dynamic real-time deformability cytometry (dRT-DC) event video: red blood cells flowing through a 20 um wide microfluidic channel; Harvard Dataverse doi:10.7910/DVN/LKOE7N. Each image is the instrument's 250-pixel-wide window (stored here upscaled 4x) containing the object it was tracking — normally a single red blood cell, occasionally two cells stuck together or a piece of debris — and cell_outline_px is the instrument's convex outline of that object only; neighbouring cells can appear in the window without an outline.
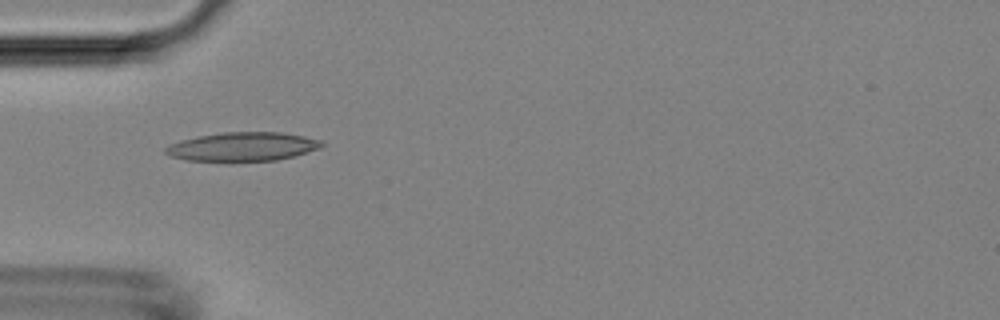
{"species": "Egyptian fruit bat (a non-hibernating species)", "species_latin": "Rousettus aegyptiacus", "temperature_condition": "room temperature", "stored_images_in_passage": 6, "camera_frame_rate_fps": 3000, "um_per_image_px": 0.085, "animal": {"sex": "female"}, "frame": {"image": 1, "passage_image": 4, "time_ms": 4.667, "image_size_px": [1000, 320], "cell_outline_px": [[324, 144], [320, 148], [292, 156], [276, 160], [228, 164], [184, 160], [172, 156], [164, 152], [164, 148], [168, 144], [180, 140], [220, 132], [280, 132], [304, 136], [324, 140]], "centroid_in_image_um": [20.57, 12.51], "position_along_channel_um": 64.4, "area_um2": 27.28}}